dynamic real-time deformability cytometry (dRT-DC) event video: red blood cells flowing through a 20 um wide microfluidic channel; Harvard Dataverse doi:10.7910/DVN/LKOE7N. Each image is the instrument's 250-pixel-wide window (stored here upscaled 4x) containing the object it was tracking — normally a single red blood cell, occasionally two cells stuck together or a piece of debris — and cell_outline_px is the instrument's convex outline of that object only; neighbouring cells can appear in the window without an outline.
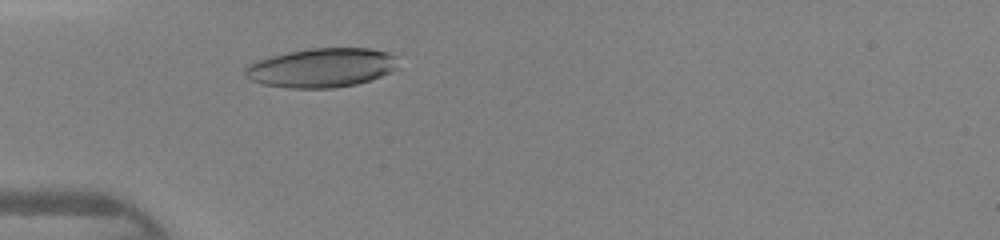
{"species": "human", "species_latin": "Homo sapiens", "temperature_condition": "warm", "stored_images_in_passage": 35, "camera_frame_rate_fps": 3000, "um_per_image_px": 0.085, "donor": {"sex": "female"}, "frame": {"image": 1, "passage_image": 9, "time_ms": 2.667, "image_size_px": [1000, 240], "cell_outline_px": [[396, 68], [372, 80], [356, 84], [332, 88], [288, 88], [260, 84], [244, 76], [244, 68], [248, 64], [256, 60], [288, 52], [312, 48], [368, 48], [388, 52], [396, 56]], "centroid_in_image_um": [27.29, 5.76], "position_along_channel_um": 57.7, "area_um2": 34.97}}
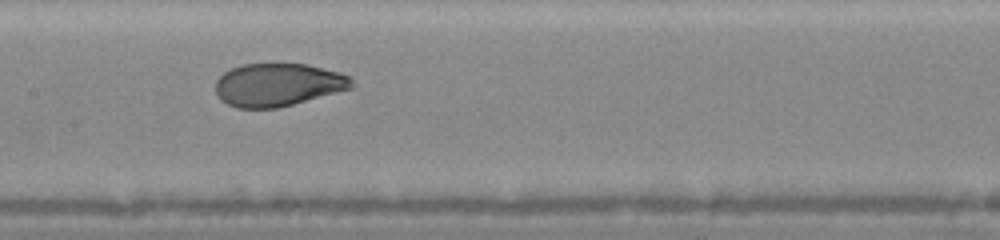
{"frame": {"image": 2, "passage_image": 18, "time_ms": 5.667, "image_size_px": [1000, 240], "cell_outline_px": [[352, 88], [292, 104], [276, 108], [236, 108], [220, 100], [216, 92], [216, 80], [224, 72], [232, 68], [244, 64], [308, 64], [340, 72], [348, 76], [352, 80]], "centroid_in_image_um": [23.6, 7.2], "position_along_channel_um": 183.8, "area_um2": 33.87}}
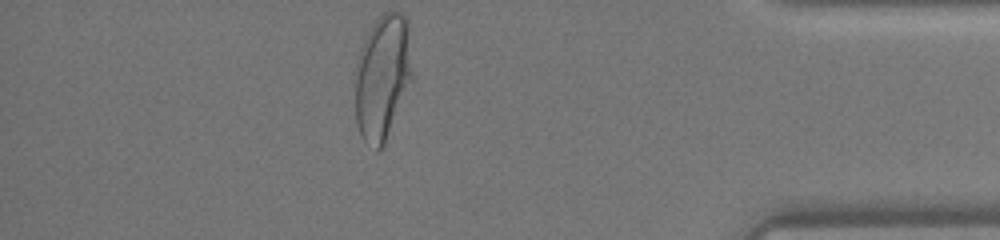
{"frame": {"image": 3, "passage_image": 35, "time_ms": 11.333, "image_size_px": [1000, 240], "cell_outline_px": [[412, 76], [384, 144], [376, 152], [360, 136], [356, 124], [356, 60], [360, 48], [372, 24], [384, 12], [400, 12], [408, 20], [412, 72]], "centroid_in_image_um": [32.49, 6.53], "position_along_channel_um": 402.7, "area_um2": 41.33}}